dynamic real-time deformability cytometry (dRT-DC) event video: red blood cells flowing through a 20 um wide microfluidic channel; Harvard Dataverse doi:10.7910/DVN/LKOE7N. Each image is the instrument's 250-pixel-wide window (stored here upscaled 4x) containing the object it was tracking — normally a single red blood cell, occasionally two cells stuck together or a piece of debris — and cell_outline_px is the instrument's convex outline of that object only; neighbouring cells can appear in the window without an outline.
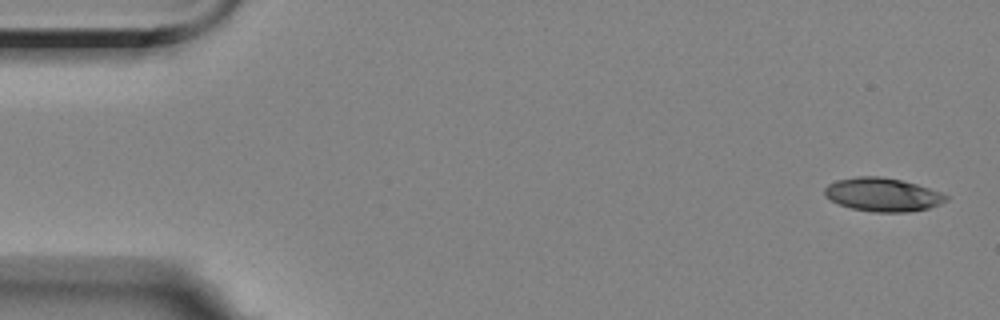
{"species": "Egyptian fruit bat (a non-hibernating species)", "species_latin": "Rousettus aegyptiacus", "temperature_condition": "room temperature", "stored_images_in_passage": 2, "camera_frame_rate_fps": 3000, "um_per_image_px": 0.085, "animal": {"sex": "female"}, "frame": {"image": 1, "passage_image": 2, "time_ms": 2.0, "image_size_px": [1000, 320], "cell_outline_px": [[948, 200], [940, 204], [928, 208], [904, 212], [872, 212], [852, 208], [840, 204], [824, 196], [824, 188], [828, 184], [836, 180], [856, 176], [880, 176], [900, 180], [916, 184], [940, 192], [948, 196]], "centroid_in_image_um": [75.0, 16.54], "position_along_channel_um": 10.0, "area_um2": 23.58}}